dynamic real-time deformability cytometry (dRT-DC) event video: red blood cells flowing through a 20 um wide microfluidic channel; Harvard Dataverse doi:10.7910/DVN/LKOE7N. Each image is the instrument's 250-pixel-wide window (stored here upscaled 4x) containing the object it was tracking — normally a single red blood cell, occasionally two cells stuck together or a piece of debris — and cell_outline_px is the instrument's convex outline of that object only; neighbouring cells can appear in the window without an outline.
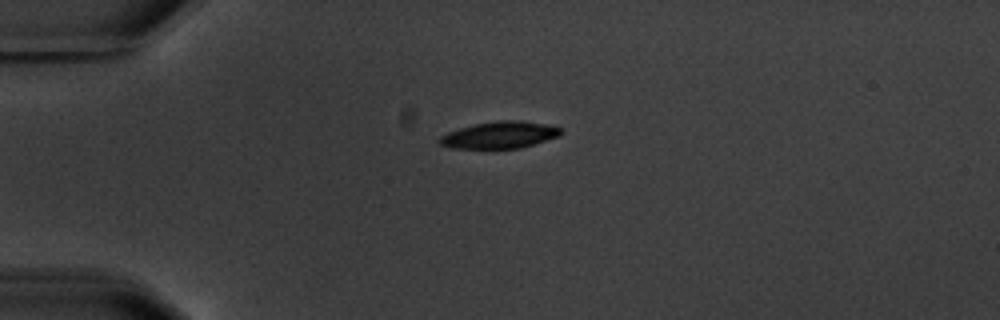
{"species": "common noctule bat (a hibernating species)", "species_latin": "Nyctalus noctula", "temperature_condition": "warm", "stored_images_in_passage": 2, "camera_frame_rate_fps": 3000, "um_per_image_px": 0.085, "animal": {"sex": "male", "body_mass_g": 20.1, "forearm_length_mm": 53.5}, "frame": {"image": 1, "passage_image": 1, "time_ms": 0.0, "image_size_px": [1000, 320], "cell_outline_px": [[564, 132], [560, 136], [520, 148], [452, 148], [440, 144], [436, 140], [440, 136], [448, 132], [460, 128], [476, 124], [500, 120], [520, 120], [544, 124], [564, 128]], "centroid_in_image_um": [42.5, 11.47], "position_along_channel_um": 42.5, "area_um2": 18.96}}